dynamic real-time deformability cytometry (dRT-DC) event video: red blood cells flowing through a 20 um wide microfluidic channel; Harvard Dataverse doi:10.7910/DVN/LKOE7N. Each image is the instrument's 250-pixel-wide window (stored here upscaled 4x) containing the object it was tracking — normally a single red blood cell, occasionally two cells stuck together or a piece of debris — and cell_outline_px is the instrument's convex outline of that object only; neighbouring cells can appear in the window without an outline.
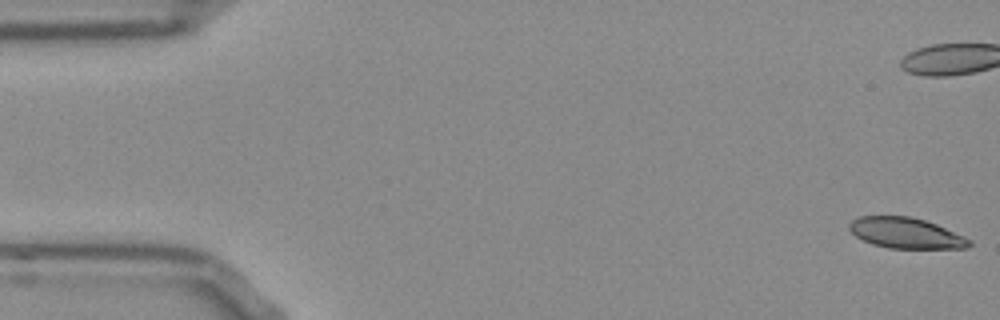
{"species": "Egyptian fruit bat (a non-hibernating species)", "species_latin": "Rousettus aegyptiacus", "temperature_condition": "room temperature", "stored_images_in_passage": 53, "camera_frame_rate_fps": 3000, "um_per_image_px": 0.085, "frame": {"image": 1, "passage_image": 1, "time_ms": 0.0, "image_size_px": [1000, 320], "cell_outline_px": [[972, 244], [968, 248], [888, 248], [872, 244], [856, 236], [848, 228], [848, 224], [852, 220], [860, 216], [912, 216], [936, 224], [964, 236], [972, 240]], "centroid_in_image_um": [77.01, 19.81], "position_along_channel_um": 8.0, "area_um2": 21.44}}
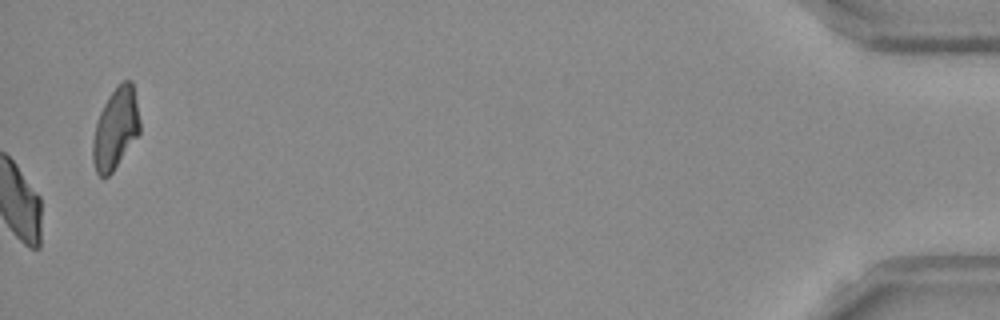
{"frame": {"image": 2, "passage_image": 53, "time_ms": 17.333, "image_size_px": [1000, 320], "cell_outline_px": [[140, 132], [112, 172], [108, 176], [100, 176], [96, 172], [92, 160], [92, 140], [96, 124], [100, 112], [108, 96], [116, 84], [124, 80], [132, 80], [140, 120]], "centroid_in_image_um": [9.82, 10.9], "position_along_channel_um": 425.4, "area_um2": 22.2}, "authors_computed_cell_mechanics": {"area_um2": 23.4668, "velocity_mm_per_s": 3.8464, "shape_relaxation_time_tau1_ms": 7.8246, "shape_relaxation_time_tau2_ms": 3.6823, "deformation_change_tau1": 0.1833, "deformation_change_tau2": 0.0834}}